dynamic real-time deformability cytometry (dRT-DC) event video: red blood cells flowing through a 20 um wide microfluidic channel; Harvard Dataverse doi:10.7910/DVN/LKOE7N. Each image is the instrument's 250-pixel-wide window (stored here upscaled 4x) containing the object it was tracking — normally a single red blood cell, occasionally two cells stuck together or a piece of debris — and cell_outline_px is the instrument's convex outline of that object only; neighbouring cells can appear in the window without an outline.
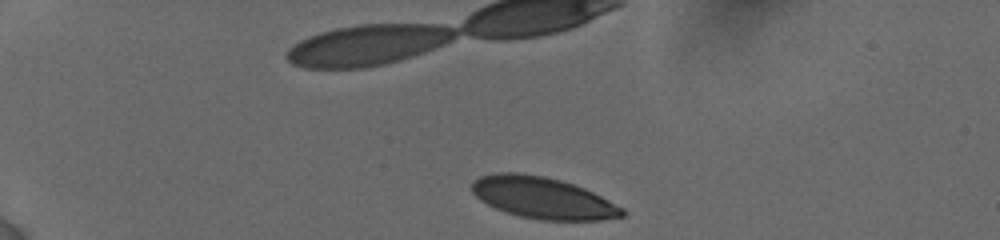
{"species": "human", "species_latin": "Homo sapiens", "temperature_condition": "cold", "stored_images_in_passage": 5, "camera_frame_rate_fps": 3000, "um_per_image_px": 0.085, "donor": {"sex": "female"}, "frame": {"image": 1, "passage_image": 1, "time_ms": 0.0, "image_size_px": [1000, 240], "cell_outline_px": [[624, 216], [600, 220], [544, 220], [520, 216], [496, 208], [480, 200], [472, 192], [472, 180], [480, 176], [496, 172], [516, 172], [544, 176], [560, 180], [584, 188], [624, 208]], "centroid_in_image_um": [46.12, 16.81], "position_along_channel_um": 38.9, "area_um2": 36.13}}